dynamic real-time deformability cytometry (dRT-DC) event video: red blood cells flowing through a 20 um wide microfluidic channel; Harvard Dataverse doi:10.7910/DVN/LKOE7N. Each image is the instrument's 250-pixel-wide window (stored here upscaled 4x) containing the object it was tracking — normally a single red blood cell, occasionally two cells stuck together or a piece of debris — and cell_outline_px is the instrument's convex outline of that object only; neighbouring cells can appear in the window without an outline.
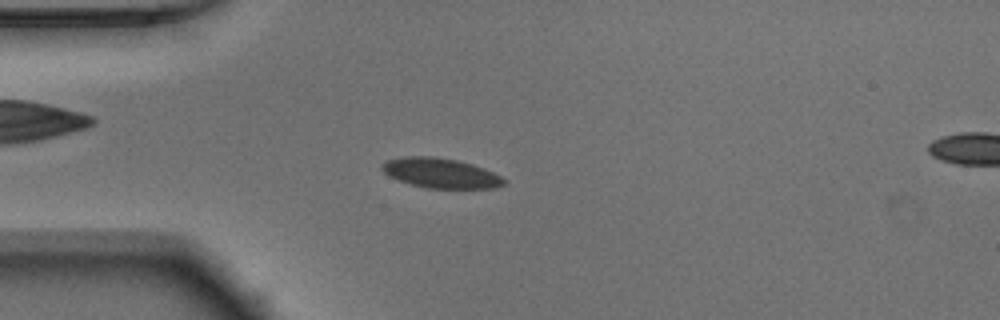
{"species": "Egyptian fruit bat (a non-hibernating species)", "species_latin": "Rousettus aegyptiacus", "temperature_condition": "warm", "stored_images_in_passage": 51, "camera_frame_rate_fps": 3000, "um_per_image_px": 0.085, "animal": {"sex": "male"}, "frame": {"image": 1, "passage_image": 13, "time_ms": 4.0, "image_size_px": [1000, 320], "cell_outline_px": [[504, 184], [496, 188], [424, 188], [388, 176], [380, 168], [380, 164], [388, 160], [404, 156], [432, 156], [456, 160], [472, 164], [484, 168], [500, 176], [504, 180]], "centroid_in_image_um": [37.42, 14.71], "position_along_channel_um": 47.6, "area_um2": 21.1}}
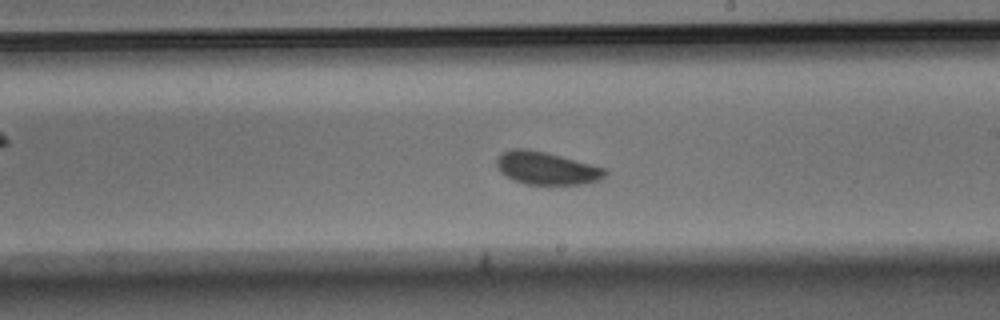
{"frame": {"image": 2, "passage_image": 29, "time_ms": 9.333, "image_size_px": [1000, 320], "cell_outline_px": [[608, 172], [600, 180], [584, 184], [524, 184], [512, 180], [500, 172], [496, 164], [496, 156], [500, 152], [512, 148], [528, 148], [608, 168]], "centroid_in_image_um": [46.43, 14.29], "position_along_channel_um": 242.6, "area_um2": 20.98}}
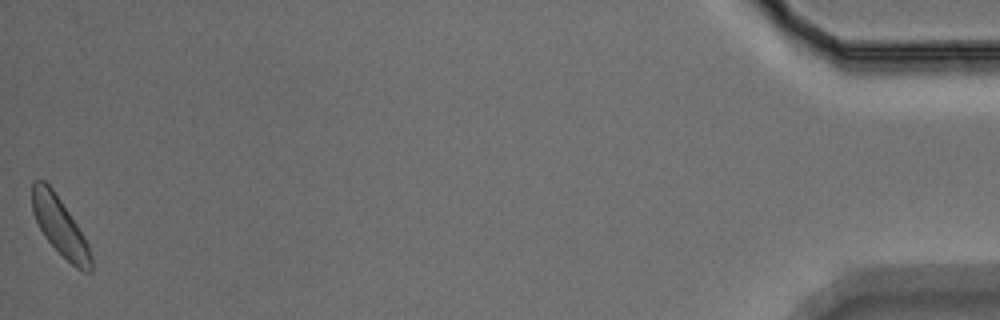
{"frame": {"image": 3, "passage_image": 51, "time_ms": 16.667, "image_size_px": [1000, 320], "cell_outline_px": [[92, 272], [84, 272], [76, 268], [44, 236], [32, 212], [32, 180], [44, 180], [52, 188], [84, 236], [88, 244], [92, 256]], "centroid_in_image_um": [5.09, 19.25], "position_along_channel_um": 430.1, "area_um2": 19.59}, "authors_computed_cell_mechanics": {"area_um2": 20.5768, "velocity_mm_per_s": 3.8948, "shape_relaxation_time_tau1_ms": 10.7864, "shape_relaxation_time_tau2_ms": 4.202, "deformation_change_tau1": 0.2258, "deformation_change_tau2": 0.0787}}